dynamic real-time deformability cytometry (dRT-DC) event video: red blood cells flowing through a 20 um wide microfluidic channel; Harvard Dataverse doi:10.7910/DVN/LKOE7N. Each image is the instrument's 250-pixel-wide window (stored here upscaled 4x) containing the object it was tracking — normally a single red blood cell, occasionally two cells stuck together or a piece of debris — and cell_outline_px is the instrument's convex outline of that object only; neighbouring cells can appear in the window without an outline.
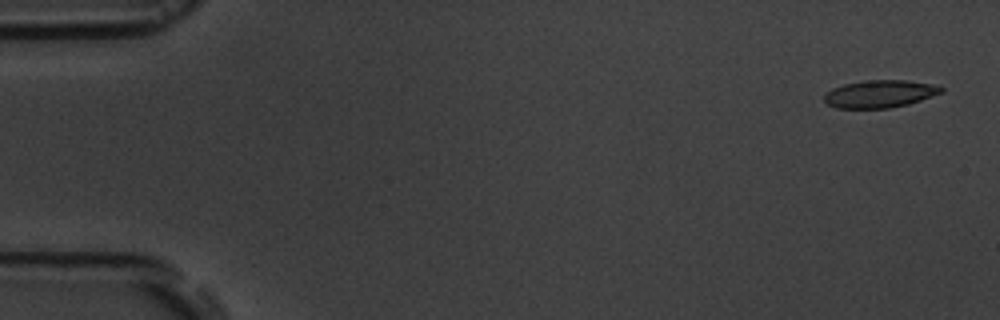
{"species": "common noctule bat (a hibernating species)", "species_latin": "Nyctalus noctula", "temperature_condition": "room temperature", "stored_images_in_passage": 5, "camera_frame_rate_fps": 3000, "um_per_image_px": 0.085, "animal": {"sex": "male", "body_mass_g": 19.5, "forearm_length_mm": 54.6}, "frame": {"image": 1, "passage_image": 1, "time_ms": 0.0, "image_size_px": [1000, 320], "cell_outline_px": [[944, 92], [908, 104], [888, 108], [836, 108], [828, 104], [824, 100], [824, 96], [832, 88], [844, 84], [864, 80], [908, 80], [932, 84], [944, 88]], "centroid_in_image_um": [74.79, 7.97], "position_along_channel_um": 10.2, "area_um2": 18.73}}
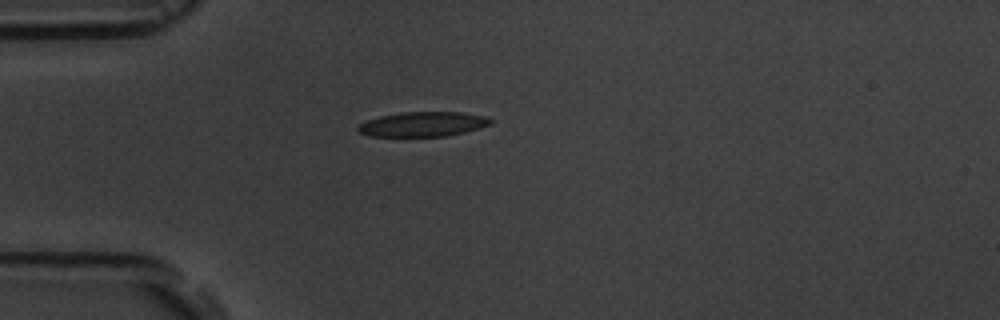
{"frame": {"image": 2, "passage_image": 5, "time_ms": 4.333, "image_size_px": [1000, 320], "cell_outline_px": [[492, 124], [480, 128], [448, 136], [368, 136], [360, 132], [356, 128], [360, 124], [368, 120], [380, 116], [400, 112], [464, 112], [484, 116], [492, 120]], "centroid_in_image_um": [35.97, 10.55], "position_along_channel_um": 49.0, "area_um2": 19.07}}